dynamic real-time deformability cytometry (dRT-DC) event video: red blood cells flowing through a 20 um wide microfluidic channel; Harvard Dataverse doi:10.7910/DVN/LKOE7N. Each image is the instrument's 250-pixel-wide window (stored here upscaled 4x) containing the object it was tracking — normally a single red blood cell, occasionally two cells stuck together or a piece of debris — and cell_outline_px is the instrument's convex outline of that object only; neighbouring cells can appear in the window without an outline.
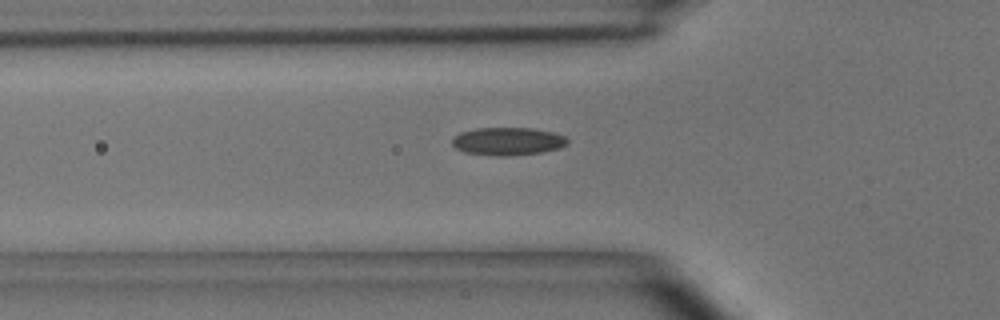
{"species": "common noctule bat (a hibernating species)", "species_latin": "Nyctalus noctula", "temperature_condition": "room temperature", "stored_images_in_passage": 32, "camera_frame_rate_fps": 3000, "um_per_image_px": 0.085, "animal": {"sex": "male", "body_mass_g": 15.6}, "frame": {"image": 1, "passage_image": 3, "time_ms": 0.667, "image_size_px": [1000, 320], "cell_outline_px": [[568, 144], [560, 148], [540, 152], [508, 156], [496, 156], [464, 152], [456, 148], [452, 144], [452, 136], [460, 132], [476, 128], [532, 128], [552, 132], [564, 136], [568, 140]], "centroid_in_image_um": [43.13, 12.01], "position_along_channel_um": 82.7, "area_um2": 18.79}}
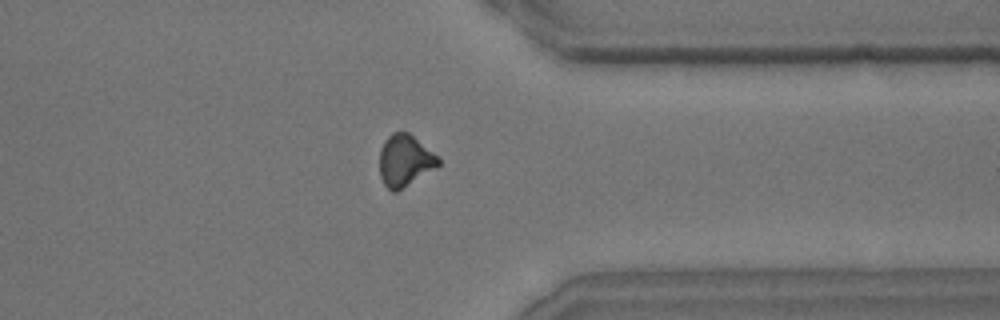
{"frame": {"image": 2, "passage_image": 25, "time_ms": 8.0, "image_size_px": [1000, 320], "cell_outline_px": [[440, 164], [436, 168], [396, 192], [392, 192], [384, 184], [380, 176], [380, 148], [384, 140], [392, 132], [408, 132], [432, 152], [440, 160]], "centroid_in_image_um": [34.39, 13.65], "position_along_channel_um": 377.0, "area_um2": 17.51}}
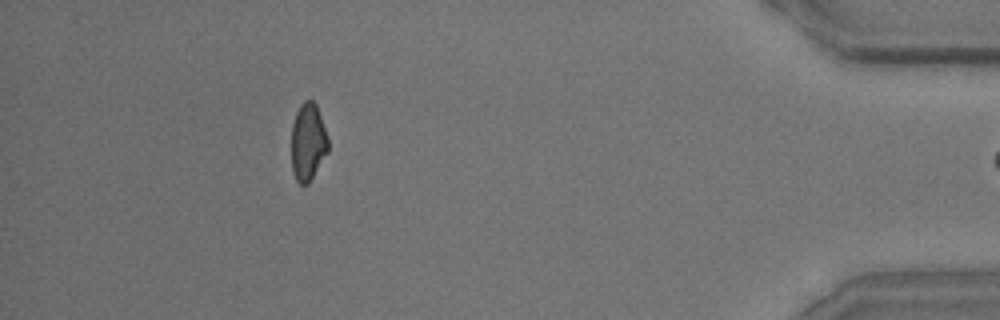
{"frame": {"image": 3, "passage_image": 31, "time_ms": 10.0, "image_size_px": [1000, 320], "cell_outline_px": [[328, 152], [308, 184], [300, 184], [296, 180], [292, 168], [292, 124], [296, 112], [300, 104], [304, 100], [312, 100], [316, 104], [328, 140]], "centroid_in_image_um": [26.17, 12.07], "position_along_channel_um": 409.0, "area_um2": 16.42}}